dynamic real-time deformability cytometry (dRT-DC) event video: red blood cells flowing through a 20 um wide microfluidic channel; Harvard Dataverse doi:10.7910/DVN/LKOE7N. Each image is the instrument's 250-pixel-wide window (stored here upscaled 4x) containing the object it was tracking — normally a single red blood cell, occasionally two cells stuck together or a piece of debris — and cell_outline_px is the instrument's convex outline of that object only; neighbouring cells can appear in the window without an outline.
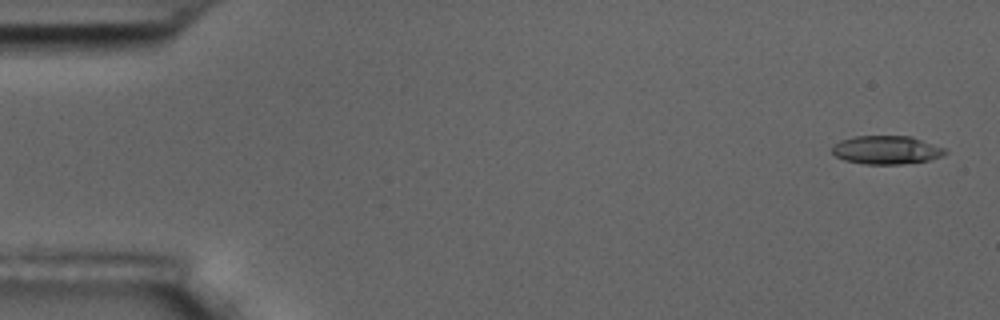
{"species": "common noctule bat (a hibernating species)", "species_latin": "Nyctalus noctula", "temperature_condition": "room temperature", "stored_images_in_passage": 3, "camera_frame_rate_fps": 3000, "um_per_image_px": 0.085, "animal": {"sex": "male", "body_mass_g": 17.5, "forearm_length_mm": 52.3}, "frame": {"image": 1, "passage_image": 1, "time_ms": 0.0, "image_size_px": [1000, 320], "cell_outline_px": [[948, 152], [944, 156], [928, 160], [900, 164], [864, 164], [844, 160], [836, 156], [832, 152], [832, 148], [840, 140], [856, 136], [912, 136], [944, 148]], "centroid_in_image_um": [75.37, 12.74], "position_along_channel_um": 9.6, "area_um2": 18.67}}